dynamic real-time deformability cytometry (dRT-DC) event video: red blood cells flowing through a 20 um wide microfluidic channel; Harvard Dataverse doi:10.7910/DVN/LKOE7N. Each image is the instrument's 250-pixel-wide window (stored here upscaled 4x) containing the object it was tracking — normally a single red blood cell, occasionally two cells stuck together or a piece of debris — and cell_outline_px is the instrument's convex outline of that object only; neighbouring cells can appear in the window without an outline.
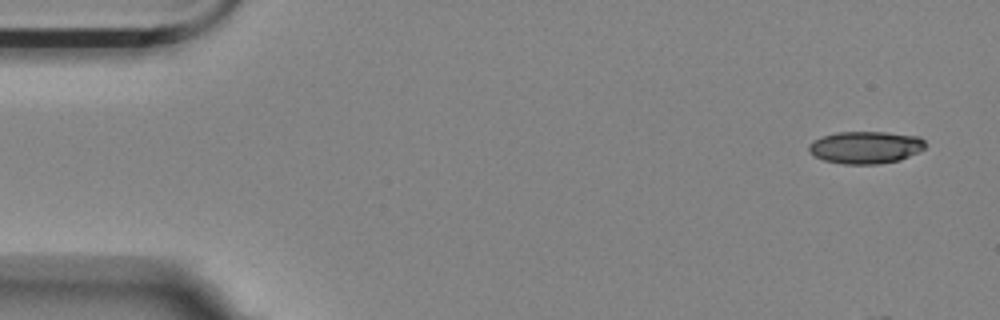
{"species": "Egyptian fruit bat (a non-hibernating species)", "species_latin": "Rousettus aegyptiacus", "temperature_condition": "room temperature", "stored_images_in_passage": 12, "camera_frame_rate_fps": 3000, "um_per_image_px": 0.085, "animal": {"sex": "female"}, "frame": {"image": 1, "passage_image": 1, "time_ms": 0.0, "image_size_px": [1000, 320], "cell_outline_px": [[924, 148], [920, 152], [900, 160], [880, 164], [844, 164], [824, 160], [808, 152], [808, 144], [812, 140], [836, 132], [888, 132], [920, 136], [924, 140]], "centroid_in_image_um": [73.58, 12.52], "position_along_channel_um": 11.4, "area_um2": 22.14}}
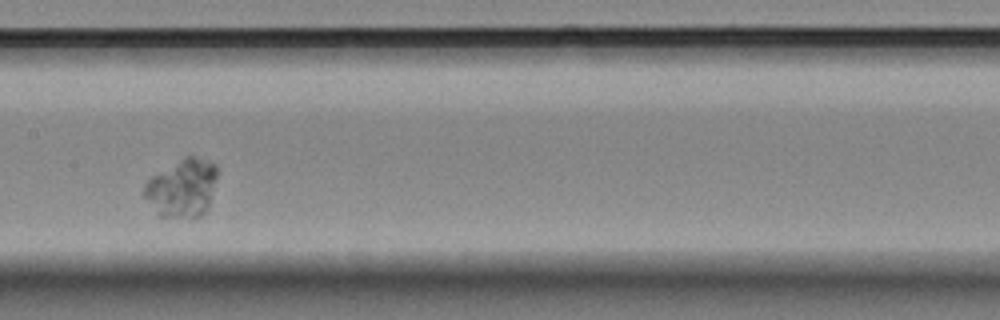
{"frame": {"image": 2, "passage_image": 8, "time_ms": 9.333, "image_size_px": [1000, 320], "cell_outline_px": [[216, 176], [208, 208], [200, 216], [192, 220], [160, 216], [156, 212], [144, 196], [144, 184], [152, 176], [184, 156], [196, 156], [216, 164]], "centroid_in_image_um": [15.48, 16.01], "position_along_channel_um": 191.9, "area_um2": 24.8}}
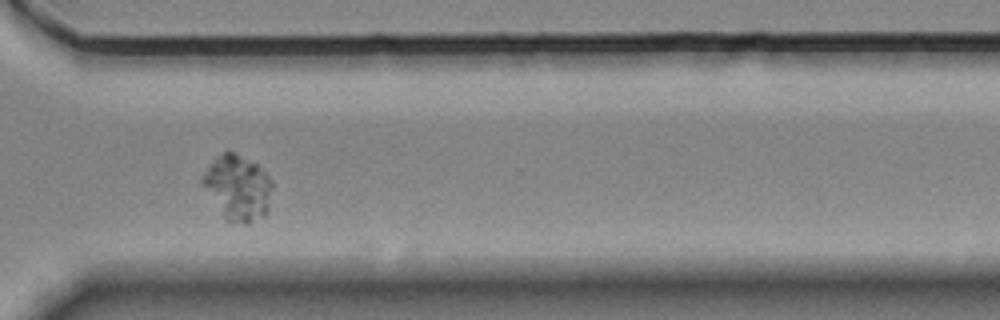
{"frame": {"image": 3, "passage_image": 12, "time_ms": 14.0, "image_size_px": [1000, 320], "cell_outline_px": [[272, 184], [268, 212], [264, 216], [248, 224], [244, 224], [224, 220], [200, 184], [200, 176], [224, 152], [232, 152], [256, 164], [272, 180]], "centroid_in_image_um": [20.19, 16.02], "position_along_channel_um": 350.4, "area_um2": 26.41}}